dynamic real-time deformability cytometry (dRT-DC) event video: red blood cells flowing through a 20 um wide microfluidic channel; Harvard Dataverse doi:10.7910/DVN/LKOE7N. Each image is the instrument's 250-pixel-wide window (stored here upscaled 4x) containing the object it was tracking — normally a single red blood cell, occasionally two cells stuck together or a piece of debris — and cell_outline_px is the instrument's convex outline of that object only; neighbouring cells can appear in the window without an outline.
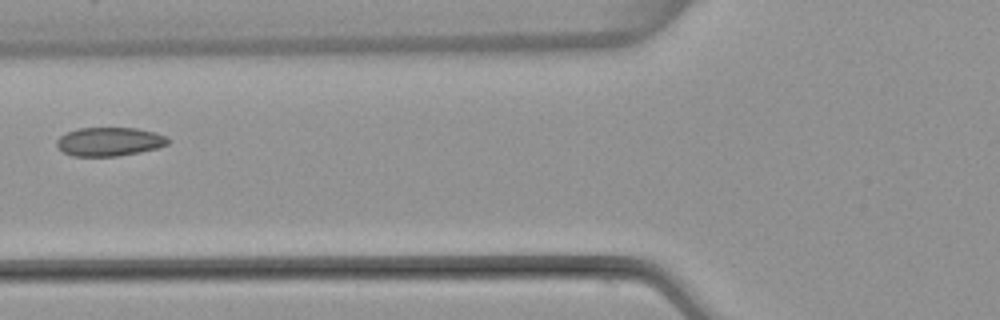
{"species": "common noctule bat (a hibernating species)", "species_latin": "Nyctalus noctula", "temperature_condition": "warm", "stored_images_in_passage": 2, "camera_frame_rate_fps": 3000, "um_per_image_px": 0.085, "animal": {"sex": "female", "body_mass_g": 22.7, "forearm_length_mm": 54.2}, "frame": {"image": 1, "passage_image": 2, "time_ms": 1.0, "image_size_px": [1000, 320], "cell_outline_px": [[172, 140], [168, 144], [156, 148], [140, 152], [116, 156], [72, 156], [56, 148], [56, 140], [60, 136], [68, 132], [80, 128], [136, 128], [152, 132], [164, 136]], "centroid_in_image_um": [9.27, 12.05], "position_along_channel_um": 116.5, "area_um2": 18.55}}